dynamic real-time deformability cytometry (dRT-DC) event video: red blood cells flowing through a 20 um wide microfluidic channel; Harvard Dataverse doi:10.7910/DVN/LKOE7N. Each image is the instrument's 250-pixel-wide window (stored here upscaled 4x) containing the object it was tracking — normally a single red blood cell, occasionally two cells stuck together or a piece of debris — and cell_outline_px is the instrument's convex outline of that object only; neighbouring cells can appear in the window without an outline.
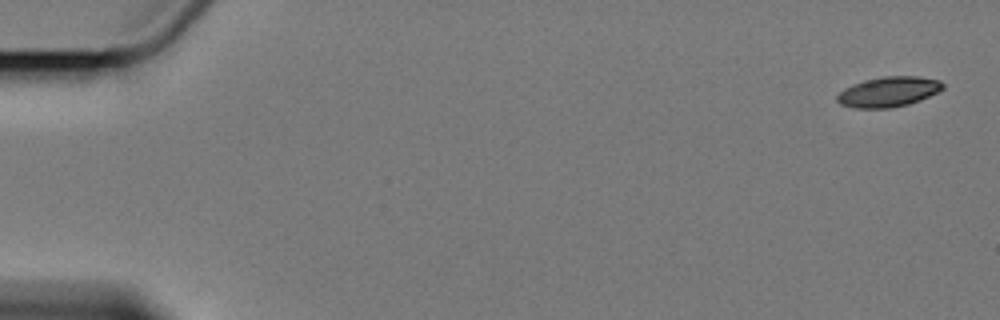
{"species": "Egyptian fruit bat (a non-hibernating species)", "species_latin": "Rousettus aegyptiacus", "temperature_condition": "cold", "stored_images_in_passage": 5, "camera_frame_rate_fps": 3000, "um_per_image_px": 0.085, "animal": {"sex": "female"}, "frame": {"image": 1, "passage_image": 1, "time_ms": 0.0, "image_size_px": [1000, 320], "cell_outline_px": [[944, 88], [920, 100], [908, 104], [888, 108], [856, 108], [840, 104], [836, 100], [836, 96], [844, 88], [852, 84], [864, 80], [884, 76], [920, 76], [940, 80], [944, 84]], "centroid_in_image_um": [75.51, 7.79], "position_along_channel_um": 9.5, "area_um2": 18.55}}